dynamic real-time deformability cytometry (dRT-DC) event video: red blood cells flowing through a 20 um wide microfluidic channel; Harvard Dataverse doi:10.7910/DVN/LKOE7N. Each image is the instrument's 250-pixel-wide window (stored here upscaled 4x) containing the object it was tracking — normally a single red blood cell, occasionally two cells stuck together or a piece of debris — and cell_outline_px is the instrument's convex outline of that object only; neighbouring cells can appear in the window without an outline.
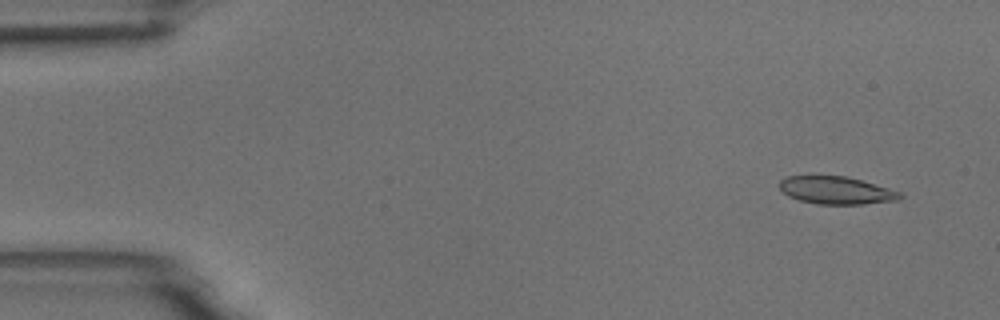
{"species": "common noctule bat (a hibernating species)", "species_latin": "Nyctalus noctula", "temperature_condition": "room temperature", "stored_images_in_passage": 5, "camera_frame_rate_fps": 3000, "um_per_image_px": 0.085, "animal": {"sex": "male", "body_mass_g": 18.8}, "frame": {"image": 1, "passage_image": 1, "time_ms": 0.0, "image_size_px": [1000, 320], "cell_outline_px": [[904, 196], [900, 200], [864, 204], [816, 204], [800, 200], [788, 196], [780, 188], [780, 180], [788, 176], [844, 176], [860, 180], [900, 192]], "centroid_in_image_um": [71.09, 16.19], "position_along_channel_um": 13.9, "area_um2": 19.19}}
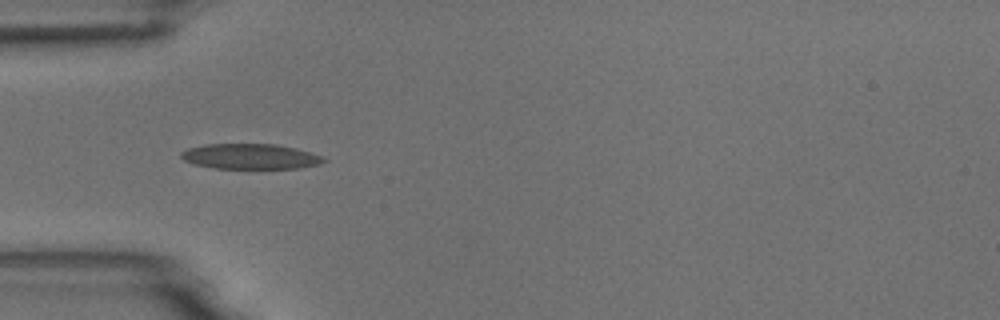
{"frame": {"image": 2, "passage_image": 4, "time_ms": 4.333, "image_size_px": [1000, 320], "cell_outline_px": [[328, 160], [320, 164], [300, 168], [216, 168], [196, 164], [184, 160], [180, 156], [180, 152], [188, 148], [204, 144], [276, 144], [296, 148], [324, 156]], "centroid_in_image_um": [21.32, 13.29], "position_along_channel_um": 63.7, "area_um2": 21.04}}